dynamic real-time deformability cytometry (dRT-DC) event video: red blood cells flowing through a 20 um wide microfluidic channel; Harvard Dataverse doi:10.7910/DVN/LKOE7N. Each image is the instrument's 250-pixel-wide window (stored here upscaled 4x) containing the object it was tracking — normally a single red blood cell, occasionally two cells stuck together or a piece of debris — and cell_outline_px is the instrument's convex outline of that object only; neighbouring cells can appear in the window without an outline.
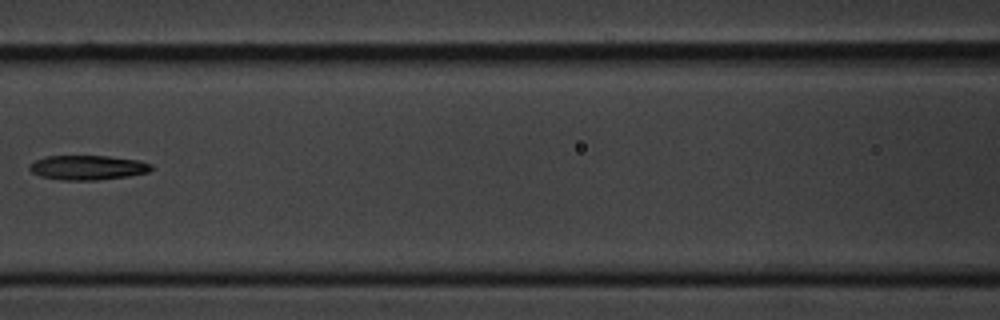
{"species": "common noctule bat (a hibernating species)", "species_latin": "Nyctalus noctula", "temperature_condition": "cold", "stored_images_in_passage": 7, "camera_frame_rate_fps": 3000, "um_per_image_px": 0.085, "animal": {"sex": "male", "body_mass_g": 20.1, "forearm_length_mm": 53.5}, "frame": {"image": 1, "passage_image": 7, "time_ms": 7.0, "image_size_px": [1000, 320], "cell_outline_px": [[152, 168], [148, 172], [128, 176], [96, 180], [60, 180], [40, 176], [32, 172], [28, 168], [28, 164], [44, 156], [108, 156], [140, 160], [152, 164]], "centroid_in_image_um": [7.43, 14.24], "position_along_channel_um": 159.2, "area_um2": 17.51}}